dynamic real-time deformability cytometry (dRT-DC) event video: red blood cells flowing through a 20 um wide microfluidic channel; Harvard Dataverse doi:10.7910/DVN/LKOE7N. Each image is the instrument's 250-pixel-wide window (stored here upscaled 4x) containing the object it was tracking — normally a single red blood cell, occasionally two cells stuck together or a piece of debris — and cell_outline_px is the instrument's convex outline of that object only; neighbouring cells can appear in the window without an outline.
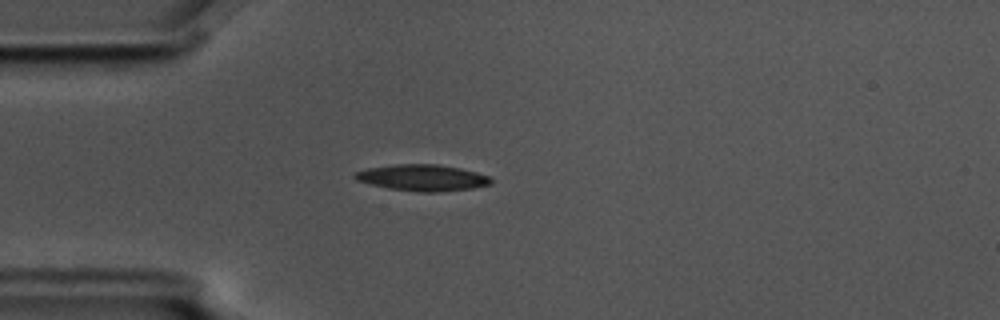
{"species": "common noctule bat (a hibernating species)", "species_latin": "Nyctalus noctula", "temperature_condition": "cold", "stored_images_in_passage": 5, "camera_frame_rate_fps": 3000, "um_per_image_px": 0.085, "animal": {"sex": "male", "body_mass_g": 17.5, "forearm_length_mm": 52.3}, "frame": {"image": 1, "passage_image": 4, "time_ms": 1.0, "image_size_px": [1000, 320], "cell_outline_px": [[492, 184], [472, 188], [436, 192], [420, 192], [388, 188], [356, 180], [352, 176], [356, 172], [368, 168], [396, 164], [436, 164], [460, 168], [476, 172], [488, 176], [492, 180]], "centroid_in_image_um": [35.91, 15.1], "position_along_channel_um": 49.1, "area_um2": 20.69}}